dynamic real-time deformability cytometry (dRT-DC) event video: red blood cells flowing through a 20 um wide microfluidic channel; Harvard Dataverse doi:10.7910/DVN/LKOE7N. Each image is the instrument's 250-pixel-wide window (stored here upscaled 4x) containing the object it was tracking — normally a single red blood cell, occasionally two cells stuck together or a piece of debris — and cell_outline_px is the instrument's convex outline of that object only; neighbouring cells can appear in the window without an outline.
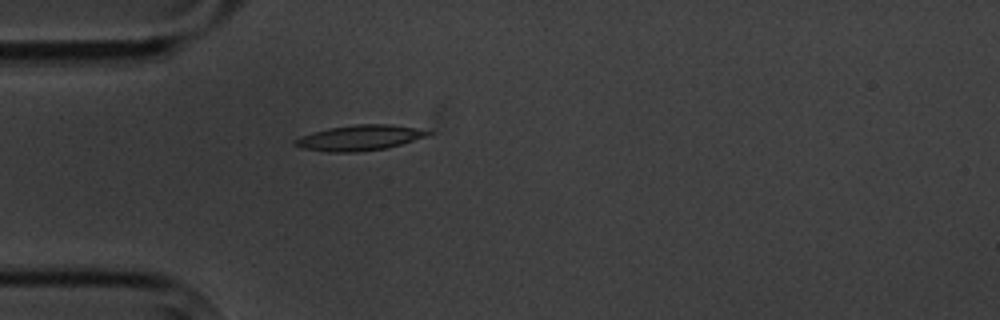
{"species": "common noctule bat (a hibernating species)", "species_latin": "Nyctalus noctula", "temperature_condition": "cold", "stored_images_in_passage": 5, "camera_frame_rate_fps": 3000, "um_per_image_px": 0.085, "animal": {"sex": "male", "body_mass_g": 20.1, "forearm_length_mm": 53.5}, "frame": {"image": 1, "passage_image": 5, "time_ms": 4.667, "image_size_px": [1000, 320], "cell_outline_px": [[436, 132], [400, 144], [384, 148], [356, 152], [328, 152], [300, 148], [292, 144], [292, 140], [300, 136], [312, 132], [328, 128], [356, 124], [388, 124], [416, 128]], "centroid_in_image_um": [30.47, 11.71], "position_along_channel_um": 54.5, "area_um2": 19.59}}